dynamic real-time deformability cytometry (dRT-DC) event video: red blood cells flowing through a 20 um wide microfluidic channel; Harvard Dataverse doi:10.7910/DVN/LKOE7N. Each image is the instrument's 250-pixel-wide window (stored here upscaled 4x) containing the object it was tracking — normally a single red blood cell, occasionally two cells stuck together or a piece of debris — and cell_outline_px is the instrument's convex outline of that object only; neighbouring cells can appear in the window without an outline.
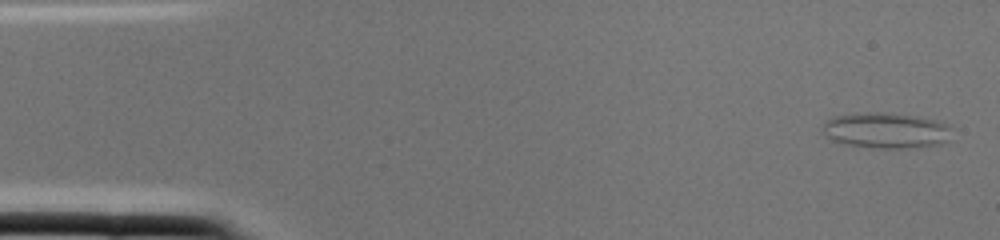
{"species": "common noctule bat (a hibernating species)", "species_latin": "Nyctalus noctula", "temperature_condition": "cold", "stored_images_in_passage": 2, "camera_frame_rate_fps": 3000, "um_per_image_px": 0.085, "animal": {"sex": "female", "body_mass_g": 22.0, "forearm_length_mm": 56.7}, "frame": {"image": 1, "passage_image": 1, "time_ms": 0.0, "image_size_px": [1000, 240], "cell_outline_px": [[952, 128], [948, 140], [940, 144], [916, 148], [876, 148], [844, 144], [832, 140], [824, 132], [824, 120], [836, 116], [872, 112], [884, 112], [916, 116], [936, 120], [952, 124]], "centroid_in_image_um": [75.38, 11.09], "position_along_channel_um": 9.6, "area_um2": 26.99}}